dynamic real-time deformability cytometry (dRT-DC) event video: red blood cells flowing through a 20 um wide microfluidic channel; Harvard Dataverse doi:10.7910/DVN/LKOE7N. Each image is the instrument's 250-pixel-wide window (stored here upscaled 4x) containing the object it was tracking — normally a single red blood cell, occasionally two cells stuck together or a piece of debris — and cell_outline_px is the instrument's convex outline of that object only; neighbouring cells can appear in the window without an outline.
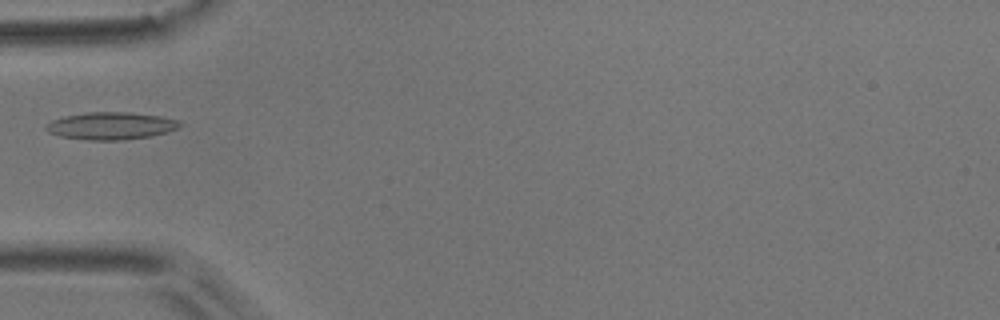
{"species": "common noctule bat (a hibernating species)", "species_latin": "Nyctalus noctula", "temperature_condition": "room temperature", "stored_images_in_passage": 6, "camera_frame_rate_fps": 3000, "um_per_image_px": 0.085, "animal": {"sex": "male", "body_mass_g": 17.9}, "frame": {"image": 1, "passage_image": 6, "time_ms": 1.667, "image_size_px": [1000, 320], "cell_outline_px": [[184, 124], [180, 128], [168, 132], [152, 136], [124, 140], [88, 140], [60, 136], [48, 132], [44, 128], [52, 120], [64, 116], [88, 112], [128, 112], [160, 116], [176, 120]], "centroid_in_image_um": [9.46, 10.7], "position_along_channel_um": 75.5, "area_um2": 21.44}}